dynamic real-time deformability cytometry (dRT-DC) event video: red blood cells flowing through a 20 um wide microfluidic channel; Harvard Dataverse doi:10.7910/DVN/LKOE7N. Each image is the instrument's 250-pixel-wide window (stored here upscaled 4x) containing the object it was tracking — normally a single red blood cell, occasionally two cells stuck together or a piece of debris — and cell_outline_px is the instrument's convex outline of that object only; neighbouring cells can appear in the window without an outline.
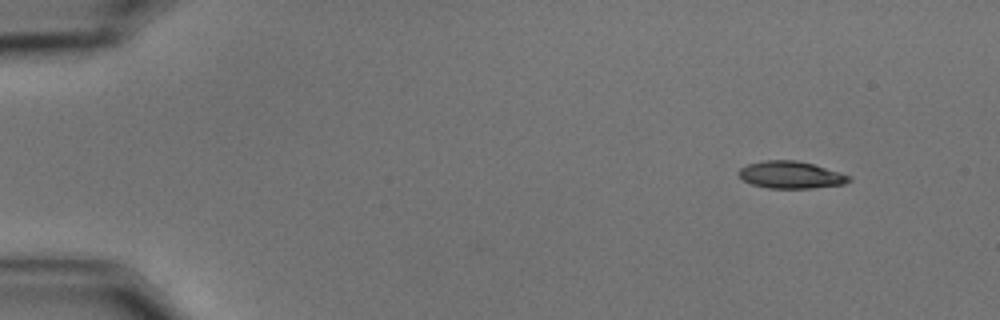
{"species": "common noctule bat (a hibernating species)", "species_latin": "Nyctalus noctula", "temperature_condition": "cold", "stored_images_in_passage": 49, "camera_frame_rate_fps": 3000, "um_per_image_px": 0.085, "animal": {"sex": "male", "body_mass_g": 15.6}, "frame": {"image": 1, "passage_image": 1, "time_ms": 0.0, "image_size_px": [1000, 320], "cell_outline_px": [[852, 180], [844, 184], [812, 188], [768, 188], [752, 184], [744, 180], [736, 172], [740, 168], [748, 164], [764, 160], [796, 160], [812, 164], [840, 172], [852, 176]], "centroid_in_image_um": [67.23, 14.86], "position_along_channel_um": 17.8, "area_um2": 17.46}}
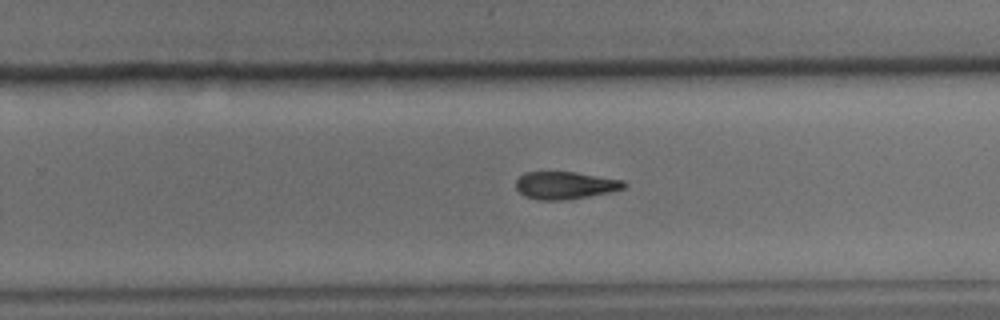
{"frame": {"image": 2, "passage_image": 33, "time_ms": 10.667, "image_size_px": [1000, 320], "cell_outline_px": [[628, 184], [624, 188], [612, 192], [564, 200], [540, 200], [524, 196], [516, 188], [516, 180], [524, 172], [576, 172], [624, 180]], "centroid_in_image_um": [48.06, 15.75], "position_along_channel_um": 281.7, "area_um2": 17.4}}
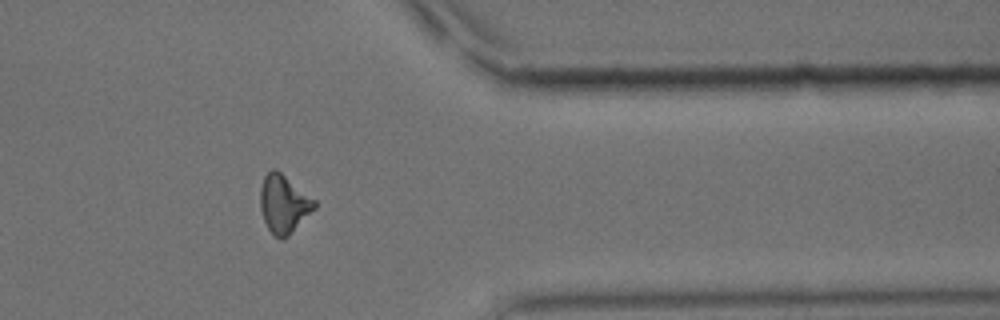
{"frame": {"image": 3, "passage_image": 43, "time_ms": 14.0, "image_size_px": [1000, 320], "cell_outline_px": [[316, 208], [284, 240], [280, 240], [268, 228], [264, 220], [260, 208], [260, 188], [264, 176], [272, 168], [276, 168], [316, 200]], "centroid_in_image_um": [24.12, 17.32], "position_along_channel_um": 387.3, "area_um2": 18.44}, "authors_computed_cell_mechanics": {"area_um2": 17.9758, "velocity_mm_per_s": 3.4873, "shape_relaxation_time_tau1_ms": 9.2294, "shape_relaxation_time_tau2_ms": null, "deformation_change_tau1": 0.209, "deformation_change_tau2": null}}